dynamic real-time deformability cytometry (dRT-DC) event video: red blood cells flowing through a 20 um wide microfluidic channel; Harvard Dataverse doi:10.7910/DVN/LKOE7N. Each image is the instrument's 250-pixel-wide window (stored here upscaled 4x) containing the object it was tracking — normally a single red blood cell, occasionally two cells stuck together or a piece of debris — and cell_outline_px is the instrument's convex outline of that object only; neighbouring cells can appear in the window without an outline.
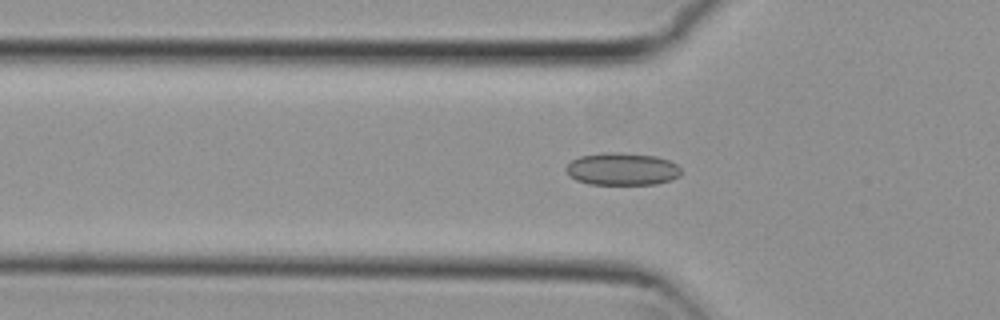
{"species": "common noctule bat (a hibernating species)", "species_latin": "Nyctalus noctula", "temperature_condition": "cold", "stored_images_in_passage": 45, "camera_frame_rate_fps": 3000, "um_per_image_px": 0.085, "animal": {"sex": "female", "body_mass_g": 29.2, "forearm_length_mm": 56.3}, "frame": {"image": 1, "passage_image": 15, "time_ms": 4.667, "image_size_px": [1000, 320], "cell_outline_px": [[680, 176], [672, 180], [656, 184], [588, 184], [576, 180], [568, 176], [564, 168], [572, 160], [580, 156], [604, 152], [620, 152], [656, 156], [668, 160], [676, 164], [680, 168]], "centroid_in_image_um": [52.86, 14.37], "position_along_channel_um": 72.9, "area_um2": 21.96}}
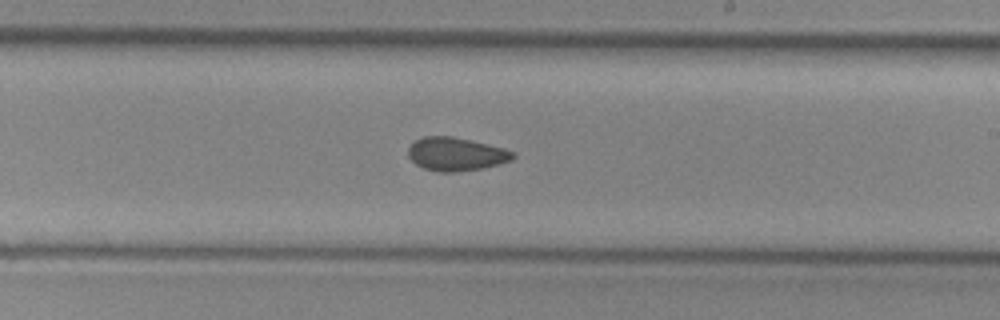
{"frame": {"image": 2, "passage_image": 29, "time_ms": 9.333, "image_size_px": [1000, 320], "cell_outline_px": [[516, 156], [512, 160], [484, 168], [456, 172], [440, 172], [424, 168], [416, 164], [408, 156], [408, 148], [416, 140], [424, 136], [452, 136], [504, 148], [516, 152]], "centroid_in_image_um": [38.78, 13.1], "position_along_channel_um": 250.2, "area_um2": 20.35}}
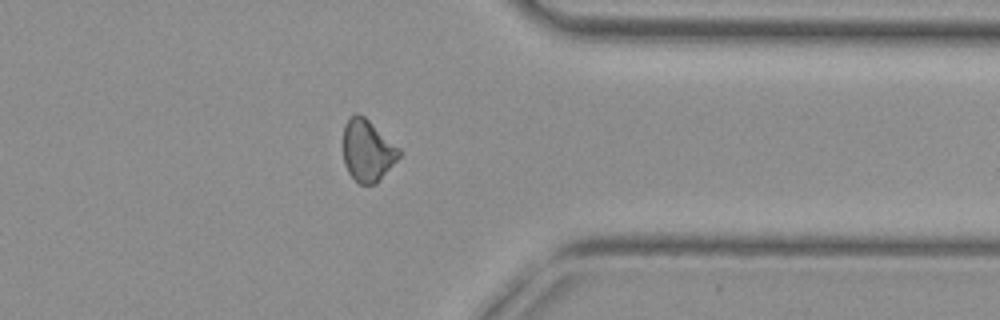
{"frame": {"image": 3, "passage_image": 40, "time_ms": 13.0, "image_size_px": [1000, 320], "cell_outline_px": [[400, 156], [376, 184], [360, 184], [348, 172], [344, 164], [344, 124], [348, 116], [356, 112], [364, 116], [400, 148]], "centroid_in_image_um": [31.22, 12.77], "position_along_channel_um": 380.2, "area_um2": 20.06}, "authors_computed_cell_mechanics": {"area_um2": 20.5768, "velocity_mm_per_s": 3.7888, "shape_relaxation_time_tau1_ms": null, "shape_relaxation_time_tau2_ms": 5.7526, "deformation_change_tau1": null, "deformation_change_tau2": 0.1041}}